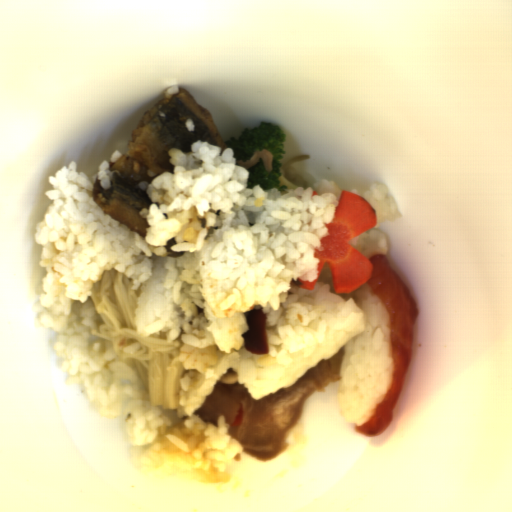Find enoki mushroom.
<instances>
[{
  "label": "enoki mushroom",
  "mask_w": 512,
  "mask_h": 512,
  "mask_svg": "<svg viewBox=\"0 0 512 512\" xmlns=\"http://www.w3.org/2000/svg\"><path fill=\"white\" fill-rule=\"evenodd\" d=\"M133 280L117 269H106L92 285V302L98 329L90 332L109 343L123 362L132 366L144 394L153 405L178 409L185 370L180 359L182 342L167 332L149 336L136 329L139 293Z\"/></svg>",
  "instance_id": "enoki-mushroom-1"
},
{
  "label": "enoki mushroom",
  "mask_w": 512,
  "mask_h": 512,
  "mask_svg": "<svg viewBox=\"0 0 512 512\" xmlns=\"http://www.w3.org/2000/svg\"><path fill=\"white\" fill-rule=\"evenodd\" d=\"M309 158H311V154H302L289 161L281 163L282 167L279 169L281 177H278L279 187L285 186L288 191L294 190L298 187H303L305 189L307 185L306 182L298 173L293 172L291 167L301 161L308 160Z\"/></svg>",
  "instance_id": "enoki-mushroom-2"
},
{
  "label": "enoki mushroom",
  "mask_w": 512,
  "mask_h": 512,
  "mask_svg": "<svg viewBox=\"0 0 512 512\" xmlns=\"http://www.w3.org/2000/svg\"><path fill=\"white\" fill-rule=\"evenodd\" d=\"M219 382L221 383H227V384H232V383H235V382H239V375L238 373L236 372L235 368H229L227 373L220 376Z\"/></svg>",
  "instance_id": "enoki-mushroom-3"
}]
</instances>
